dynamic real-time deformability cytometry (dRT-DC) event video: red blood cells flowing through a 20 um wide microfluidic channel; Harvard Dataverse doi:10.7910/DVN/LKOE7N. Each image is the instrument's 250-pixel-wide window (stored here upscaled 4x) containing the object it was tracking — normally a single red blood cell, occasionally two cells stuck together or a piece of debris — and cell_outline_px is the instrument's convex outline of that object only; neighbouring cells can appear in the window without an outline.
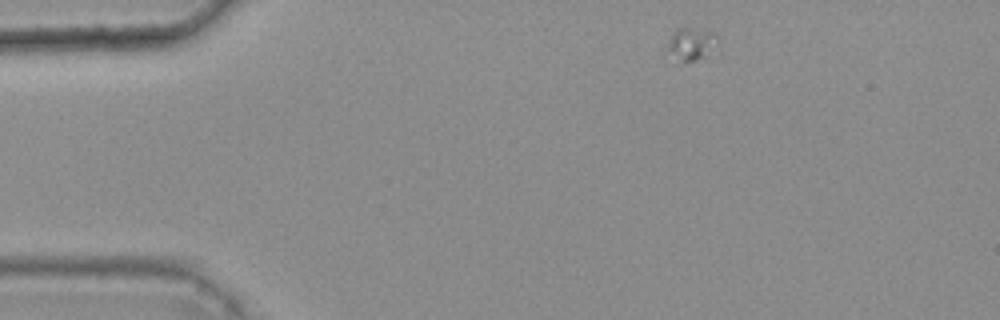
{"species": "common noctule bat (a hibernating species)", "species_latin": "Nyctalus noctula", "temperature_condition": "warm", "stored_images_in_passage": 43, "camera_frame_rate_fps": 3000, "um_per_image_px": 0.085, "animal": {"sex": "female", "body_mass_g": 25.1}, "frame": {"image": 1, "passage_image": 1, "time_ms": 0.0, "image_size_px": [1000, 320], "cell_outline_px": [[720, 56], [668, 64], [664, 56], [664, 48], [672, 36], [680, 28], [688, 28], [712, 32], [716, 36], [720, 48]], "centroid_in_image_um": [58.76, 3.91], "position_along_channel_um": 26.2, "area_um2": 10.98}}